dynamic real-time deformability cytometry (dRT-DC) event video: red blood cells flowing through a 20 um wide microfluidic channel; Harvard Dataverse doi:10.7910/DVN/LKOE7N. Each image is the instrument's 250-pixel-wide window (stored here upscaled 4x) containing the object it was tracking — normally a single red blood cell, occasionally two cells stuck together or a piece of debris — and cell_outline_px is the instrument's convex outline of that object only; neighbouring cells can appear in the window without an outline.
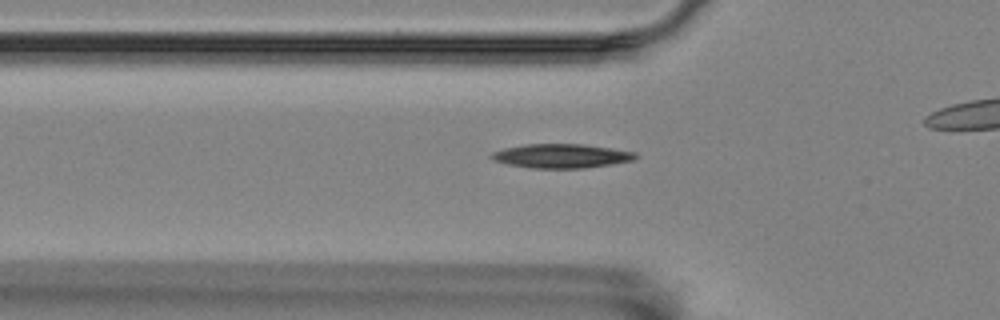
{"species": "Egyptian fruit bat (a non-hibernating species)", "species_latin": "Rousettus aegyptiacus", "temperature_condition": "room temperature", "stored_images_in_passage": 34, "camera_frame_rate_fps": 3000, "um_per_image_px": 0.085, "animal": {"sex": "female"}, "frame": {"image": 1, "passage_image": 6, "time_ms": 1.667, "image_size_px": [1000, 320], "cell_outline_px": [[640, 156], [636, 160], [584, 168], [528, 168], [508, 164], [496, 160], [488, 156], [492, 152], [504, 148], [524, 144], [584, 144], [612, 148], [636, 152]], "centroid_in_image_um": [47.75, 13.25], "position_along_channel_um": 78.0, "area_um2": 20.35}}
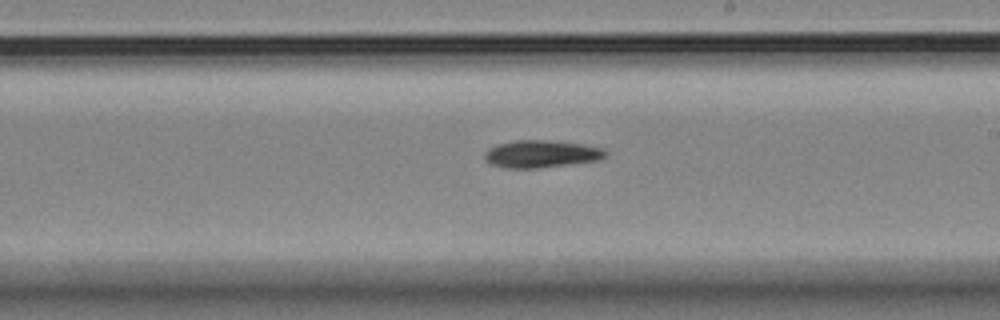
{"frame": {"image": 2, "passage_image": 20, "time_ms": 6.333, "image_size_px": [1000, 320], "cell_outline_px": [[608, 152], [600, 160], [536, 168], [504, 168], [492, 164], [484, 160], [484, 152], [488, 148], [500, 144], [516, 140], [548, 140], [584, 144], [604, 148]], "centroid_in_image_um": [46.01, 13.08], "position_along_channel_um": 243.0, "area_um2": 19.31}}
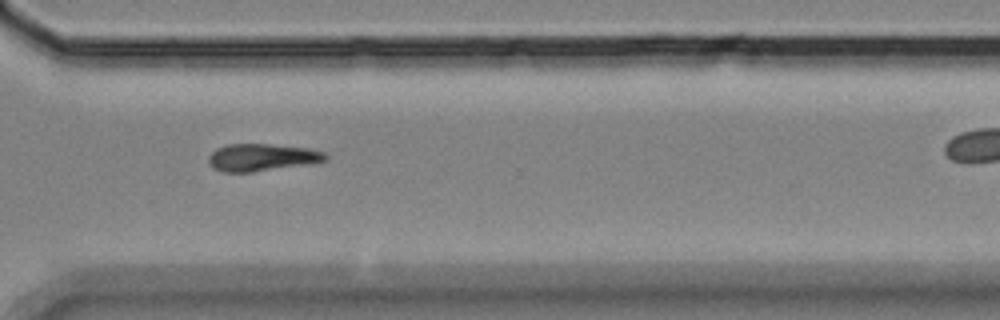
{"frame": {"image": 3, "passage_image": 29, "time_ms": 9.333, "image_size_px": [1000, 320], "cell_outline_px": [[328, 160], [312, 164], [252, 172], [224, 172], [212, 168], [208, 160], [208, 156], [216, 148], [228, 144], [268, 144], [312, 148], [324, 152], [328, 156]], "centroid_in_image_um": [22.3, 13.38], "position_along_channel_um": 348.3, "area_um2": 18.9}}